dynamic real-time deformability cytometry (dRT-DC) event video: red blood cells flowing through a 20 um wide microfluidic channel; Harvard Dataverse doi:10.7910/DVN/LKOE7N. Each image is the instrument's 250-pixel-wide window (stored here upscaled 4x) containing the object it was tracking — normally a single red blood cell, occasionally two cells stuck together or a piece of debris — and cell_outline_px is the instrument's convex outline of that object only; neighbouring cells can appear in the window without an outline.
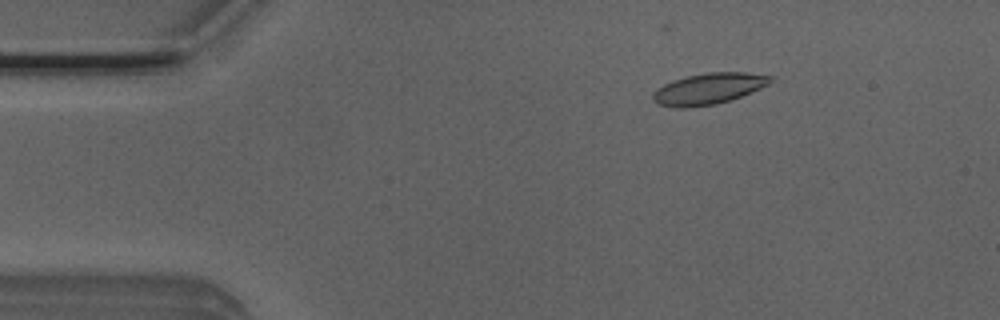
{"species": "Egyptian fruit bat (a non-hibernating species)", "species_latin": "Rousettus aegyptiacus", "temperature_condition": "room temperature", "stored_images_in_passage": 5, "camera_frame_rate_fps": 3000, "um_per_image_px": 0.085, "animal": {"sex": "male"}, "frame": {"image": 1, "passage_image": 3, "time_ms": 0.667, "image_size_px": [1000, 320], "cell_outline_px": [[776, 76], [768, 84], [760, 88], [740, 96], [716, 104], [688, 108], [676, 108], [660, 104], [652, 100], [652, 92], [656, 88], [672, 80], [688, 76], [708, 72], [744, 72]], "centroid_in_image_um": [60.2, 7.54], "position_along_channel_um": 24.8, "area_um2": 21.33}}